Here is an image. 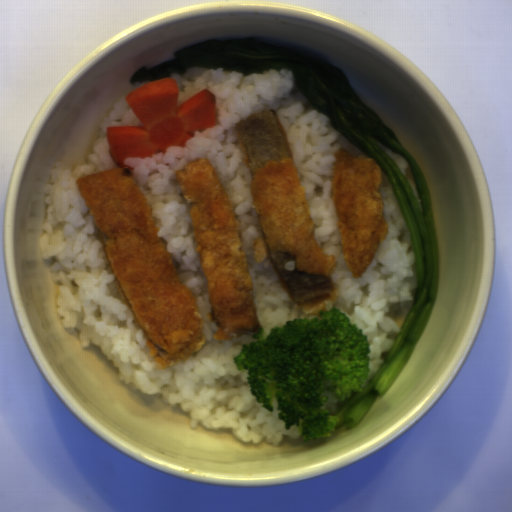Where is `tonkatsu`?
Listing matches in <instances>:
<instances>
[{
	"instance_id": "4",
	"label": "tonkatsu",
	"mask_w": 512,
	"mask_h": 512,
	"mask_svg": "<svg viewBox=\"0 0 512 512\" xmlns=\"http://www.w3.org/2000/svg\"><path fill=\"white\" fill-rule=\"evenodd\" d=\"M380 163L348 148L335 151L333 197L337 234L354 278L364 274L390 230L382 200Z\"/></svg>"
},
{
	"instance_id": "3",
	"label": "tonkatsu",
	"mask_w": 512,
	"mask_h": 512,
	"mask_svg": "<svg viewBox=\"0 0 512 512\" xmlns=\"http://www.w3.org/2000/svg\"><path fill=\"white\" fill-rule=\"evenodd\" d=\"M185 199L194 245L210 304L212 338L238 339L260 331L237 214L211 164L204 157L174 174Z\"/></svg>"
},
{
	"instance_id": "1",
	"label": "tonkatsu",
	"mask_w": 512,
	"mask_h": 512,
	"mask_svg": "<svg viewBox=\"0 0 512 512\" xmlns=\"http://www.w3.org/2000/svg\"><path fill=\"white\" fill-rule=\"evenodd\" d=\"M76 184L155 366L189 360L205 344L204 321L130 166L78 177Z\"/></svg>"
},
{
	"instance_id": "2",
	"label": "tonkatsu",
	"mask_w": 512,
	"mask_h": 512,
	"mask_svg": "<svg viewBox=\"0 0 512 512\" xmlns=\"http://www.w3.org/2000/svg\"><path fill=\"white\" fill-rule=\"evenodd\" d=\"M251 176L259 230L251 254L269 260L291 303L310 314L330 311L338 284L337 261L317 241L309 201L294 165L288 132L275 109L249 114L233 124Z\"/></svg>"
}]
</instances>
